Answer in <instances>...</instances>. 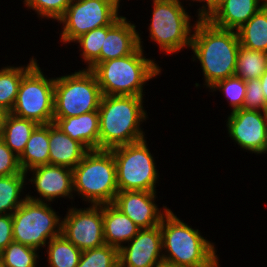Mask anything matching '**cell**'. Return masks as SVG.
I'll return each mask as SVG.
<instances>
[{
    "mask_svg": "<svg viewBox=\"0 0 267 267\" xmlns=\"http://www.w3.org/2000/svg\"><path fill=\"white\" fill-rule=\"evenodd\" d=\"M191 40L193 61H200L207 88L235 76L239 38L237 31L222 29L207 19H197Z\"/></svg>",
    "mask_w": 267,
    "mask_h": 267,
    "instance_id": "cell-1",
    "label": "cell"
},
{
    "mask_svg": "<svg viewBox=\"0 0 267 267\" xmlns=\"http://www.w3.org/2000/svg\"><path fill=\"white\" fill-rule=\"evenodd\" d=\"M143 99L142 96H102L98 109L99 149L110 150L146 138L140 127L148 118Z\"/></svg>",
    "mask_w": 267,
    "mask_h": 267,
    "instance_id": "cell-2",
    "label": "cell"
},
{
    "mask_svg": "<svg viewBox=\"0 0 267 267\" xmlns=\"http://www.w3.org/2000/svg\"><path fill=\"white\" fill-rule=\"evenodd\" d=\"M163 264L172 267H219L214 243L184 223L171 209L161 223Z\"/></svg>",
    "mask_w": 267,
    "mask_h": 267,
    "instance_id": "cell-3",
    "label": "cell"
},
{
    "mask_svg": "<svg viewBox=\"0 0 267 267\" xmlns=\"http://www.w3.org/2000/svg\"><path fill=\"white\" fill-rule=\"evenodd\" d=\"M130 55L95 64L90 70L96 76L102 95L144 96L147 81L161 73V67L143 54V41Z\"/></svg>",
    "mask_w": 267,
    "mask_h": 267,
    "instance_id": "cell-4",
    "label": "cell"
},
{
    "mask_svg": "<svg viewBox=\"0 0 267 267\" xmlns=\"http://www.w3.org/2000/svg\"><path fill=\"white\" fill-rule=\"evenodd\" d=\"M73 170V192L90 203H113L118 193L116 162L111 150L88 151Z\"/></svg>",
    "mask_w": 267,
    "mask_h": 267,
    "instance_id": "cell-5",
    "label": "cell"
},
{
    "mask_svg": "<svg viewBox=\"0 0 267 267\" xmlns=\"http://www.w3.org/2000/svg\"><path fill=\"white\" fill-rule=\"evenodd\" d=\"M102 92L90 69L55 78L53 118L79 116L98 111Z\"/></svg>",
    "mask_w": 267,
    "mask_h": 267,
    "instance_id": "cell-6",
    "label": "cell"
},
{
    "mask_svg": "<svg viewBox=\"0 0 267 267\" xmlns=\"http://www.w3.org/2000/svg\"><path fill=\"white\" fill-rule=\"evenodd\" d=\"M190 18L182 3L175 0H153L149 37L167 55L189 48L195 25L190 24Z\"/></svg>",
    "mask_w": 267,
    "mask_h": 267,
    "instance_id": "cell-7",
    "label": "cell"
},
{
    "mask_svg": "<svg viewBox=\"0 0 267 267\" xmlns=\"http://www.w3.org/2000/svg\"><path fill=\"white\" fill-rule=\"evenodd\" d=\"M146 139L110 149L116 162L118 191L156 192L158 170Z\"/></svg>",
    "mask_w": 267,
    "mask_h": 267,
    "instance_id": "cell-8",
    "label": "cell"
},
{
    "mask_svg": "<svg viewBox=\"0 0 267 267\" xmlns=\"http://www.w3.org/2000/svg\"><path fill=\"white\" fill-rule=\"evenodd\" d=\"M49 205L26 199L12 214L13 241L40 250L59 236L62 218Z\"/></svg>",
    "mask_w": 267,
    "mask_h": 267,
    "instance_id": "cell-9",
    "label": "cell"
},
{
    "mask_svg": "<svg viewBox=\"0 0 267 267\" xmlns=\"http://www.w3.org/2000/svg\"><path fill=\"white\" fill-rule=\"evenodd\" d=\"M36 62L22 77L11 114L38 124L53 123L55 78L45 77Z\"/></svg>",
    "mask_w": 267,
    "mask_h": 267,
    "instance_id": "cell-10",
    "label": "cell"
},
{
    "mask_svg": "<svg viewBox=\"0 0 267 267\" xmlns=\"http://www.w3.org/2000/svg\"><path fill=\"white\" fill-rule=\"evenodd\" d=\"M121 0H72L64 15L57 21L63 24L60 42H74L87 32L112 25L121 16Z\"/></svg>",
    "mask_w": 267,
    "mask_h": 267,
    "instance_id": "cell-11",
    "label": "cell"
},
{
    "mask_svg": "<svg viewBox=\"0 0 267 267\" xmlns=\"http://www.w3.org/2000/svg\"><path fill=\"white\" fill-rule=\"evenodd\" d=\"M61 233L81 251L103 246V204L70 207L62 220Z\"/></svg>",
    "mask_w": 267,
    "mask_h": 267,
    "instance_id": "cell-12",
    "label": "cell"
},
{
    "mask_svg": "<svg viewBox=\"0 0 267 267\" xmlns=\"http://www.w3.org/2000/svg\"><path fill=\"white\" fill-rule=\"evenodd\" d=\"M226 127L229 137L240 148L255 154H264L267 139V112L237 109L230 113Z\"/></svg>",
    "mask_w": 267,
    "mask_h": 267,
    "instance_id": "cell-13",
    "label": "cell"
},
{
    "mask_svg": "<svg viewBox=\"0 0 267 267\" xmlns=\"http://www.w3.org/2000/svg\"><path fill=\"white\" fill-rule=\"evenodd\" d=\"M119 249V267H159L163 264L160 225L140 229Z\"/></svg>",
    "mask_w": 267,
    "mask_h": 267,
    "instance_id": "cell-14",
    "label": "cell"
},
{
    "mask_svg": "<svg viewBox=\"0 0 267 267\" xmlns=\"http://www.w3.org/2000/svg\"><path fill=\"white\" fill-rule=\"evenodd\" d=\"M32 173L29 181L34 184L40 197L31 196L27 199L37 202H53L55 198L74 199L73 192V170L64 166L46 164L34 167L26 172ZM74 195V196H73ZM45 199V200H44Z\"/></svg>",
    "mask_w": 267,
    "mask_h": 267,
    "instance_id": "cell-15",
    "label": "cell"
},
{
    "mask_svg": "<svg viewBox=\"0 0 267 267\" xmlns=\"http://www.w3.org/2000/svg\"><path fill=\"white\" fill-rule=\"evenodd\" d=\"M156 198V192L118 191L113 204L141 229L152 228L160 225L163 216L169 210L167 206L159 210Z\"/></svg>",
    "mask_w": 267,
    "mask_h": 267,
    "instance_id": "cell-16",
    "label": "cell"
},
{
    "mask_svg": "<svg viewBox=\"0 0 267 267\" xmlns=\"http://www.w3.org/2000/svg\"><path fill=\"white\" fill-rule=\"evenodd\" d=\"M139 47L136 25L121 16L112 25H107V36L101 48V62L132 54Z\"/></svg>",
    "mask_w": 267,
    "mask_h": 267,
    "instance_id": "cell-17",
    "label": "cell"
},
{
    "mask_svg": "<svg viewBox=\"0 0 267 267\" xmlns=\"http://www.w3.org/2000/svg\"><path fill=\"white\" fill-rule=\"evenodd\" d=\"M261 0H224L207 18L216 27L237 31L261 8Z\"/></svg>",
    "mask_w": 267,
    "mask_h": 267,
    "instance_id": "cell-18",
    "label": "cell"
},
{
    "mask_svg": "<svg viewBox=\"0 0 267 267\" xmlns=\"http://www.w3.org/2000/svg\"><path fill=\"white\" fill-rule=\"evenodd\" d=\"M55 123L72 140L80 142L88 151L99 149V112L79 116L53 118Z\"/></svg>",
    "mask_w": 267,
    "mask_h": 267,
    "instance_id": "cell-19",
    "label": "cell"
},
{
    "mask_svg": "<svg viewBox=\"0 0 267 267\" xmlns=\"http://www.w3.org/2000/svg\"><path fill=\"white\" fill-rule=\"evenodd\" d=\"M88 150L72 140L55 123L49 124V164L73 169Z\"/></svg>",
    "mask_w": 267,
    "mask_h": 267,
    "instance_id": "cell-20",
    "label": "cell"
},
{
    "mask_svg": "<svg viewBox=\"0 0 267 267\" xmlns=\"http://www.w3.org/2000/svg\"><path fill=\"white\" fill-rule=\"evenodd\" d=\"M141 228L138 227L113 203L103 204V231L105 244L120 249L132 240Z\"/></svg>",
    "mask_w": 267,
    "mask_h": 267,
    "instance_id": "cell-21",
    "label": "cell"
},
{
    "mask_svg": "<svg viewBox=\"0 0 267 267\" xmlns=\"http://www.w3.org/2000/svg\"><path fill=\"white\" fill-rule=\"evenodd\" d=\"M23 172L49 164V124H39L32 132L25 149L19 156Z\"/></svg>",
    "mask_w": 267,
    "mask_h": 267,
    "instance_id": "cell-22",
    "label": "cell"
},
{
    "mask_svg": "<svg viewBox=\"0 0 267 267\" xmlns=\"http://www.w3.org/2000/svg\"><path fill=\"white\" fill-rule=\"evenodd\" d=\"M39 124L11 113L6 115L2 140L19 157L25 149L32 132Z\"/></svg>",
    "mask_w": 267,
    "mask_h": 267,
    "instance_id": "cell-23",
    "label": "cell"
},
{
    "mask_svg": "<svg viewBox=\"0 0 267 267\" xmlns=\"http://www.w3.org/2000/svg\"><path fill=\"white\" fill-rule=\"evenodd\" d=\"M241 46L267 52V7L261 8L237 30Z\"/></svg>",
    "mask_w": 267,
    "mask_h": 267,
    "instance_id": "cell-24",
    "label": "cell"
},
{
    "mask_svg": "<svg viewBox=\"0 0 267 267\" xmlns=\"http://www.w3.org/2000/svg\"><path fill=\"white\" fill-rule=\"evenodd\" d=\"M36 62L32 57L27 66H7L0 69V109L11 112L22 77Z\"/></svg>",
    "mask_w": 267,
    "mask_h": 267,
    "instance_id": "cell-25",
    "label": "cell"
},
{
    "mask_svg": "<svg viewBox=\"0 0 267 267\" xmlns=\"http://www.w3.org/2000/svg\"><path fill=\"white\" fill-rule=\"evenodd\" d=\"M27 174H14L0 176V215L13 214V212L27 199L22 196ZM26 179V180H25Z\"/></svg>",
    "mask_w": 267,
    "mask_h": 267,
    "instance_id": "cell-26",
    "label": "cell"
},
{
    "mask_svg": "<svg viewBox=\"0 0 267 267\" xmlns=\"http://www.w3.org/2000/svg\"><path fill=\"white\" fill-rule=\"evenodd\" d=\"M46 246L49 267H77L82 251L62 233L51 239Z\"/></svg>",
    "mask_w": 267,
    "mask_h": 267,
    "instance_id": "cell-27",
    "label": "cell"
},
{
    "mask_svg": "<svg viewBox=\"0 0 267 267\" xmlns=\"http://www.w3.org/2000/svg\"><path fill=\"white\" fill-rule=\"evenodd\" d=\"M267 69V52L240 45L235 76L245 81L260 78Z\"/></svg>",
    "mask_w": 267,
    "mask_h": 267,
    "instance_id": "cell-28",
    "label": "cell"
},
{
    "mask_svg": "<svg viewBox=\"0 0 267 267\" xmlns=\"http://www.w3.org/2000/svg\"><path fill=\"white\" fill-rule=\"evenodd\" d=\"M107 36V26L93 29L77 38L73 43H79L80 55L87 63L86 69H91L95 64L101 62V48L104 37Z\"/></svg>",
    "mask_w": 267,
    "mask_h": 267,
    "instance_id": "cell-29",
    "label": "cell"
},
{
    "mask_svg": "<svg viewBox=\"0 0 267 267\" xmlns=\"http://www.w3.org/2000/svg\"><path fill=\"white\" fill-rule=\"evenodd\" d=\"M38 249L12 241L1 253L2 267H37Z\"/></svg>",
    "mask_w": 267,
    "mask_h": 267,
    "instance_id": "cell-30",
    "label": "cell"
},
{
    "mask_svg": "<svg viewBox=\"0 0 267 267\" xmlns=\"http://www.w3.org/2000/svg\"><path fill=\"white\" fill-rule=\"evenodd\" d=\"M77 267H119V249L104 244L82 251Z\"/></svg>",
    "mask_w": 267,
    "mask_h": 267,
    "instance_id": "cell-31",
    "label": "cell"
},
{
    "mask_svg": "<svg viewBox=\"0 0 267 267\" xmlns=\"http://www.w3.org/2000/svg\"><path fill=\"white\" fill-rule=\"evenodd\" d=\"M212 92L221 90L222 94H225L226 100L231 105L232 110L242 109L244 105V99L246 94V81L236 77H228L224 80L217 82L210 88Z\"/></svg>",
    "mask_w": 267,
    "mask_h": 267,
    "instance_id": "cell-32",
    "label": "cell"
},
{
    "mask_svg": "<svg viewBox=\"0 0 267 267\" xmlns=\"http://www.w3.org/2000/svg\"><path fill=\"white\" fill-rule=\"evenodd\" d=\"M72 0H24L23 3L28 9L37 12L38 17L51 20H59Z\"/></svg>",
    "mask_w": 267,
    "mask_h": 267,
    "instance_id": "cell-33",
    "label": "cell"
},
{
    "mask_svg": "<svg viewBox=\"0 0 267 267\" xmlns=\"http://www.w3.org/2000/svg\"><path fill=\"white\" fill-rule=\"evenodd\" d=\"M243 109L266 112L265 98L260 78L246 81V94Z\"/></svg>",
    "mask_w": 267,
    "mask_h": 267,
    "instance_id": "cell-34",
    "label": "cell"
},
{
    "mask_svg": "<svg viewBox=\"0 0 267 267\" xmlns=\"http://www.w3.org/2000/svg\"><path fill=\"white\" fill-rule=\"evenodd\" d=\"M26 174L23 172L19 157L0 139V176Z\"/></svg>",
    "mask_w": 267,
    "mask_h": 267,
    "instance_id": "cell-35",
    "label": "cell"
},
{
    "mask_svg": "<svg viewBox=\"0 0 267 267\" xmlns=\"http://www.w3.org/2000/svg\"><path fill=\"white\" fill-rule=\"evenodd\" d=\"M12 214L0 215V253L13 241Z\"/></svg>",
    "mask_w": 267,
    "mask_h": 267,
    "instance_id": "cell-36",
    "label": "cell"
},
{
    "mask_svg": "<svg viewBox=\"0 0 267 267\" xmlns=\"http://www.w3.org/2000/svg\"><path fill=\"white\" fill-rule=\"evenodd\" d=\"M224 0H201L204 5L197 9L198 19H207ZM206 3V4H205Z\"/></svg>",
    "mask_w": 267,
    "mask_h": 267,
    "instance_id": "cell-37",
    "label": "cell"
},
{
    "mask_svg": "<svg viewBox=\"0 0 267 267\" xmlns=\"http://www.w3.org/2000/svg\"><path fill=\"white\" fill-rule=\"evenodd\" d=\"M260 82L262 86V91L265 98V105H266V112H267V69L263 73V75L260 77Z\"/></svg>",
    "mask_w": 267,
    "mask_h": 267,
    "instance_id": "cell-38",
    "label": "cell"
},
{
    "mask_svg": "<svg viewBox=\"0 0 267 267\" xmlns=\"http://www.w3.org/2000/svg\"><path fill=\"white\" fill-rule=\"evenodd\" d=\"M7 114H8L7 112L0 109V139H2L4 120H5Z\"/></svg>",
    "mask_w": 267,
    "mask_h": 267,
    "instance_id": "cell-39",
    "label": "cell"
},
{
    "mask_svg": "<svg viewBox=\"0 0 267 267\" xmlns=\"http://www.w3.org/2000/svg\"><path fill=\"white\" fill-rule=\"evenodd\" d=\"M175 1H177L178 3H182V2H180L181 0H175ZM192 1L197 2V3H198V2H199V3L201 2V0H192Z\"/></svg>",
    "mask_w": 267,
    "mask_h": 267,
    "instance_id": "cell-40",
    "label": "cell"
},
{
    "mask_svg": "<svg viewBox=\"0 0 267 267\" xmlns=\"http://www.w3.org/2000/svg\"><path fill=\"white\" fill-rule=\"evenodd\" d=\"M261 1H262L263 6L267 7V0H261Z\"/></svg>",
    "mask_w": 267,
    "mask_h": 267,
    "instance_id": "cell-41",
    "label": "cell"
},
{
    "mask_svg": "<svg viewBox=\"0 0 267 267\" xmlns=\"http://www.w3.org/2000/svg\"><path fill=\"white\" fill-rule=\"evenodd\" d=\"M159 267H172V266H169V265H166V264H162L161 266Z\"/></svg>",
    "mask_w": 267,
    "mask_h": 267,
    "instance_id": "cell-42",
    "label": "cell"
},
{
    "mask_svg": "<svg viewBox=\"0 0 267 267\" xmlns=\"http://www.w3.org/2000/svg\"><path fill=\"white\" fill-rule=\"evenodd\" d=\"M265 153L267 154V139H266V145H265Z\"/></svg>",
    "mask_w": 267,
    "mask_h": 267,
    "instance_id": "cell-43",
    "label": "cell"
}]
</instances>
